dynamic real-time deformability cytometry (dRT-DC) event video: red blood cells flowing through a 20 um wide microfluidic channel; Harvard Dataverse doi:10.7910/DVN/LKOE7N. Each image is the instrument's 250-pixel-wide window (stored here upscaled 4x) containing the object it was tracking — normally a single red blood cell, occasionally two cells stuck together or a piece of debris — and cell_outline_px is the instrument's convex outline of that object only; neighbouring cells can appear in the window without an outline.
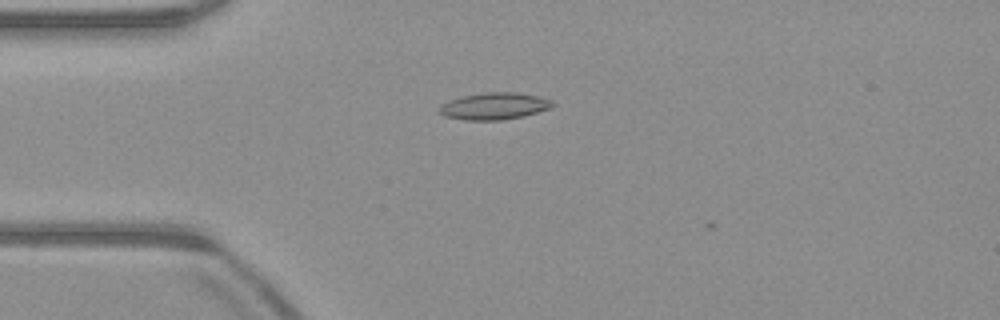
{"species": "common noctule bat (a hibernating species)", "species_latin": "Nyctalus noctula", "temperature_condition": "warm", "stored_images_in_passage": 33, "camera_frame_rate_fps": 3000, "um_per_image_px": 0.085, "animal": {"sex": "male", "body_mass_g": 23.1, "forearm_length_mm": 52.7}, "frame": {"image": 1, "passage_image": 2, "time_ms": 0.333, "image_size_px": [1000, 320], "cell_outline_px": [[556, 104], [548, 108], [524, 116], [500, 120], [464, 120], [444, 116], [440, 112], [440, 108], [444, 104], [460, 96], [484, 92], [516, 92], [536, 96], [552, 100]], "centroid_in_image_um": [42.02, 9.01], "position_along_channel_um": 43.0, "area_um2": 17.51}}
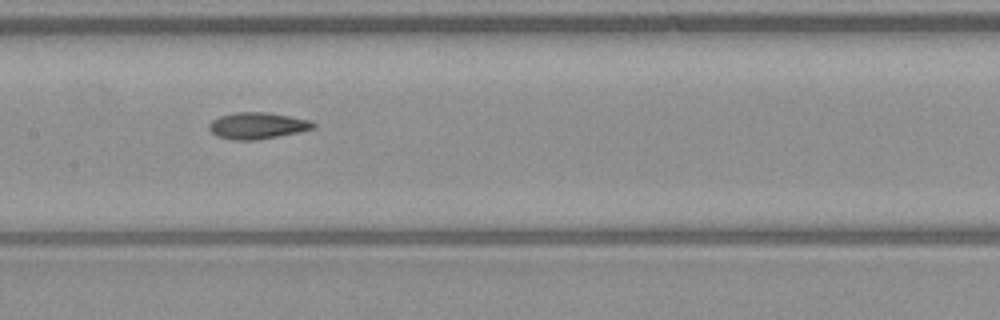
{"frame": {"image": 2, "passage_image": 14, "time_ms": 4.333, "image_size_px": [1000, 320], "cell_outline_px": [[316, 128], [300, 132], [256, 140], [232, 140], [216, 136], [208, 128], [208, 124], [212, 120], [220, 116], [236, 112], [264, 112], [312, 120], [316, 124]], "centroid_in_image_um": [21.89, 10.69], "position_along_channel_um": 185.5, "area_um2": 16.18}}
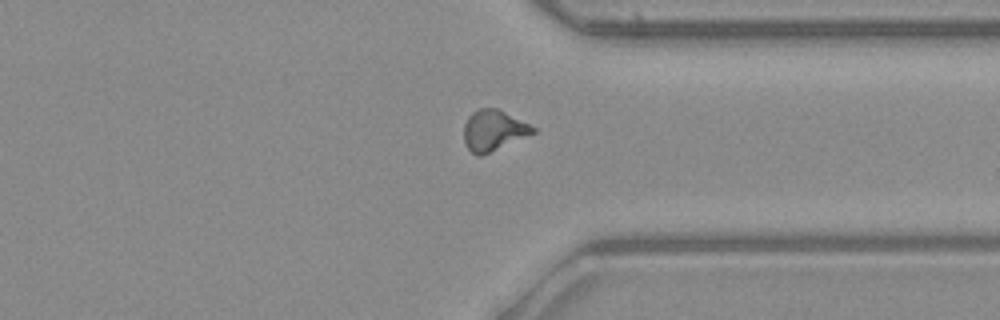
{"frame": {"image": 3, "passage_image": 28, "time_ms": 9.0, "image_size_px": [1000, 320], "cell_outline_px": [[536, 132], [480, 156], [476, 156], [464, 144], [464, 124], [468, 116], [472, 112], [480, 108], [500, 108], [536, 128]], "centroid_in_image_um": [41.93, 11.06], "position_along_channel_um": 369.5, "area_um2": 16.36}}